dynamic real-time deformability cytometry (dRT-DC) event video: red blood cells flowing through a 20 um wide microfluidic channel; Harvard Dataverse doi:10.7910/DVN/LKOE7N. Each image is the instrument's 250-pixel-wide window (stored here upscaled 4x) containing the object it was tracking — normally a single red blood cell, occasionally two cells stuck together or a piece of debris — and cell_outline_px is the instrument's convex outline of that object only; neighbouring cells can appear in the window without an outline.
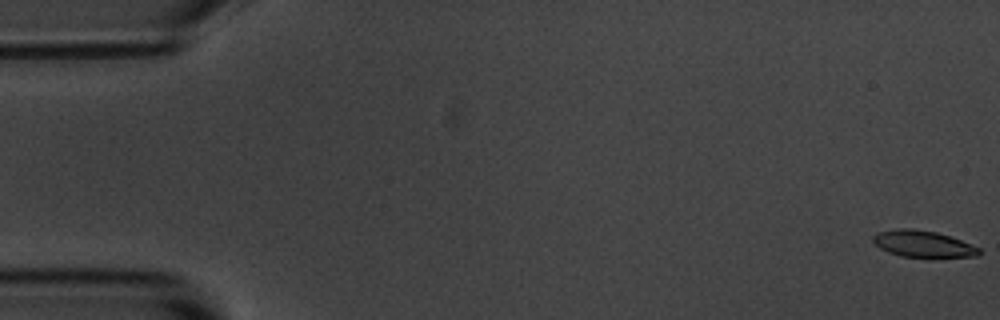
{"species": "common noctule bat (a hibernating species)", "species_latin": "Nyctalus noctula", "temperature_condition": "room temperature", "stored_images_in_passage": 6, "camera_frame_rate_fps": 3000, "um_per_image_px": 0.085, "animal": {"sex": "male", "body_mass_g": 20.1, "forearm_length_mm": 53.5}, "frame": {"image": 1, "passage_image": 1, "time_ms": 0.0, "image_size_px": [1000, 320], "cell_outline_px": [[984, 252], [980, 256], [900, 256], [888, 252], [880, 248], [872, 240], [872, 236], [876, 232], [900, 228], [912, 228], [936, 232], [960, 240], [980, 248]], "centroid_in_image_um": [78.44, 20.71], "position_along_channel_um": 6.6, "area_um2": 16.18}}
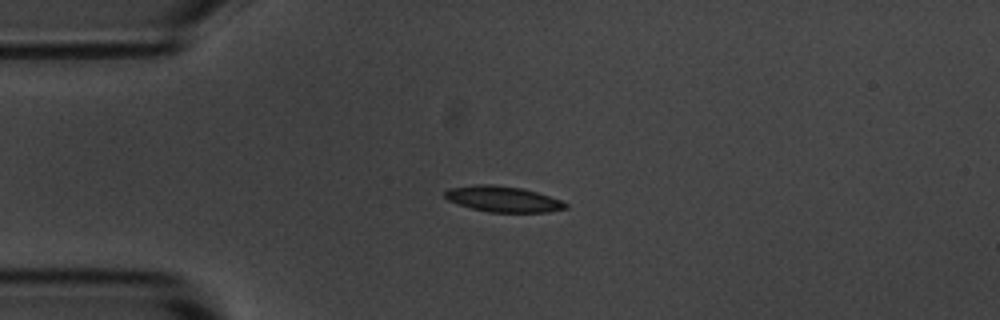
{"frame": {"image": 2, "passage_image": 5, "time_ms": 4.333, "image_size_px": [1000, 320], "cell_outline_px": [[568, 208], [548, 212], [488, 212], [472, 208], [448, 200], [444, 196], [444, 192], [448, 188], [476, 184], [492, 184], [524, 188], [560, 200], [568, 204]], "centroid_in_image_um": [42.75, 16.91], "position_along_channel_um": 42.2, "area_um2": 18.09}}